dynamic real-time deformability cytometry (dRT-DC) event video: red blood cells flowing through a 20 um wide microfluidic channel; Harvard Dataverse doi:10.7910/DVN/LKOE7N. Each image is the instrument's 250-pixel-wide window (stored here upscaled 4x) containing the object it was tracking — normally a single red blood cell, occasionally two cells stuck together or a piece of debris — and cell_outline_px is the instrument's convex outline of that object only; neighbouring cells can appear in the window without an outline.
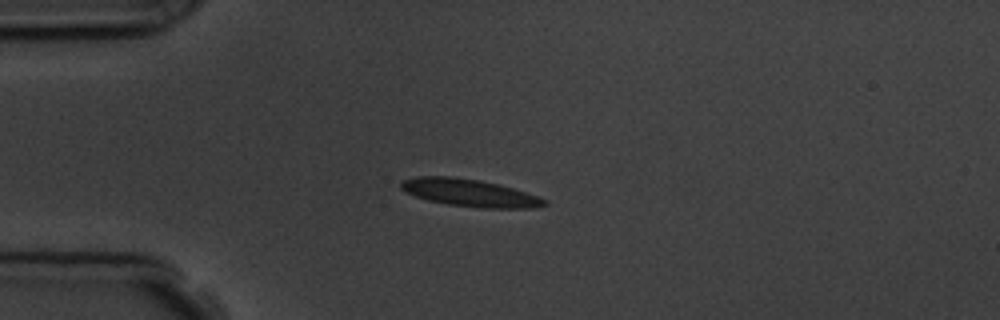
{"species": "common noctule bat (a hibernating species)", "species_latin": "Nyctalus noctula", "temperature_condition": "room temperature", "stored_images_in_passage": 9, "camera_frame_rate_fps": 3000, "um_per_image_px": 0.085, "animal": {"sex": "male", "body_mass_g": 19.5, "forearm_length_mm": 54.6}, "frame": {"image": 1, "passage_image": 3, "time_ms": 2.333, "image_size_px": [1000, 320], "cell_outline_px": [[548, 204], [532, 208], [480, 208], [448, 204], [428, 200], [416, 196], [400, 188], [400, 184], [404, 180], [416, 176], [448, 176], [476, 180], [496, 184], [512, 188], [548, 200]], "centroid_in_image_um": [39.92, 16.4], "position_along_channel_um": 45.1, "area_um2": 22.48}}
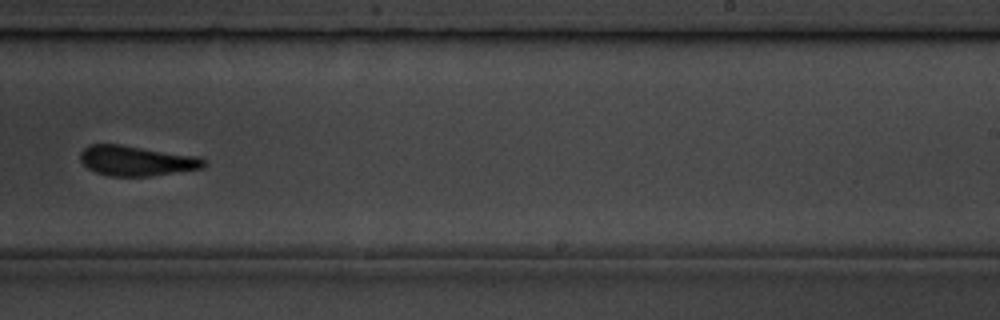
{"frame": {"image": 2, "passage_image": 9, "time_ms": 9.0, "image_size_px": [1000, 320], "cell_outline_px": [[208, 164], [204, 168], [152, 176], [108, 176], [96, 172], [88, 168], [80, 160], [80, 152], [88, 144], [120, 144], [200, 156], [208, 160]], "centroid_in_image_um": [11.66, 13.66], "position_along_channel_um": 277.3, "area_um2": 22.08}}